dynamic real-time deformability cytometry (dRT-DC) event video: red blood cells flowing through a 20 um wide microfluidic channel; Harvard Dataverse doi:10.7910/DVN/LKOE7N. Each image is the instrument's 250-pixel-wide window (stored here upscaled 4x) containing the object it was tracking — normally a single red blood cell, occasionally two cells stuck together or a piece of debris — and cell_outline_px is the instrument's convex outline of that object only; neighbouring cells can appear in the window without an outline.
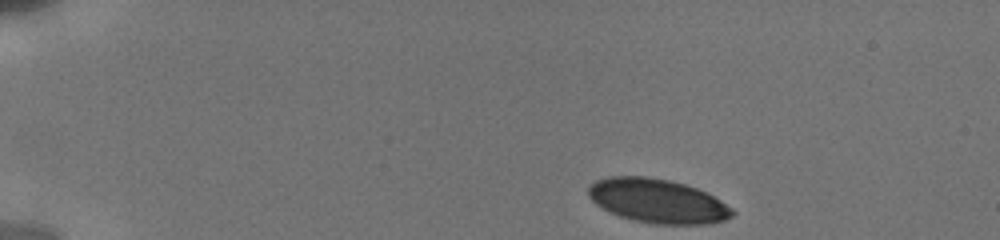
{"species": "human", "species_latin": "Homo sapiens", "temperature_condition": "cold", "stored_images_in_passage": 17, "camera_frame_rate_fps": 3000, "um_per_image_px": 0.085, "donor": {"sex": "male"}, "frame": {"image": 1, "passage_image": 1, "time_ms": 0.0, "image_size_px": [1000, 240], "cell_outline_px": [[736, 212], [732, 216], [724, 220], [708, 224], [656, 224], [632, 220], [620, 216], [596, 204], [588, 196], [588, 188], [596, 180], [608, 176], [648, 176], [668, 180], [684, 184], [696, 188], [720, 200], [732, 208]], "centroid_in_image_um": [55.89, 17.08], "position_along_channel_um": 29.1, "area_um2": 36.76}}
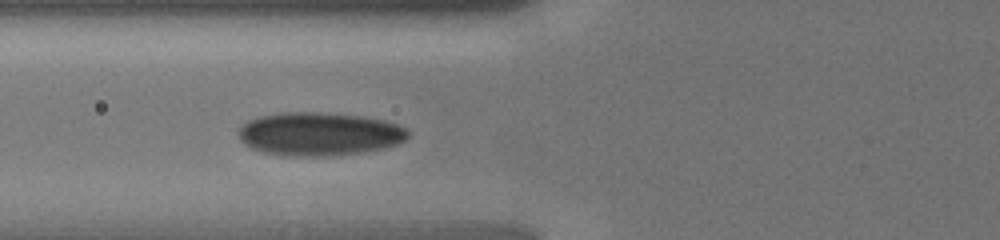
{"frame": {"image": 2, "passage_image": 12, "time_ms": 4.333, "image_size_px": [1000, 240], "cell_outline_px": [[412, 132], [404, 140], [396, 144], [384, 148], [364, 152], [324, 156], [288, 156], [260, 152], [244, 144], [240, 140], [236, 132], [248, 120], [260, 116], [280, 112], [328, 112], [364, 116], [384, 120], [408, 128]], "centroid_in_image_um": [27.14, 11.38], "position_along_channel_um": 98.7, "area_um2": 43.35}}
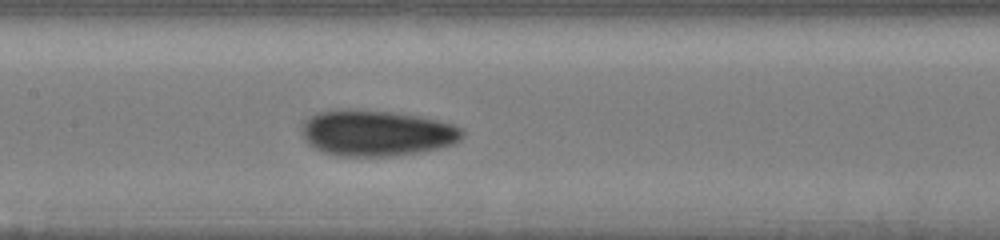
{"frame": {"image": 3, "passage_image": 17, "time_ms": 6.333, "image_size_px": [1000, 240], "cell_outline_px": [[464, 136], [460, 140], [452, 144], [436, 148], [416, 152], [392, 156], [336, 156], [324, 152], [308, 144], [304, 140], [300, 128], [304, 120], [316, 112], [336, 108], [348, 108], [396, 112], [420, 116], [452, 124], [464, 128]], "centroid_in_image_um": [31.95, 11.28], "position_along_channel_um": 175.4, "area_um2": 43.52}}